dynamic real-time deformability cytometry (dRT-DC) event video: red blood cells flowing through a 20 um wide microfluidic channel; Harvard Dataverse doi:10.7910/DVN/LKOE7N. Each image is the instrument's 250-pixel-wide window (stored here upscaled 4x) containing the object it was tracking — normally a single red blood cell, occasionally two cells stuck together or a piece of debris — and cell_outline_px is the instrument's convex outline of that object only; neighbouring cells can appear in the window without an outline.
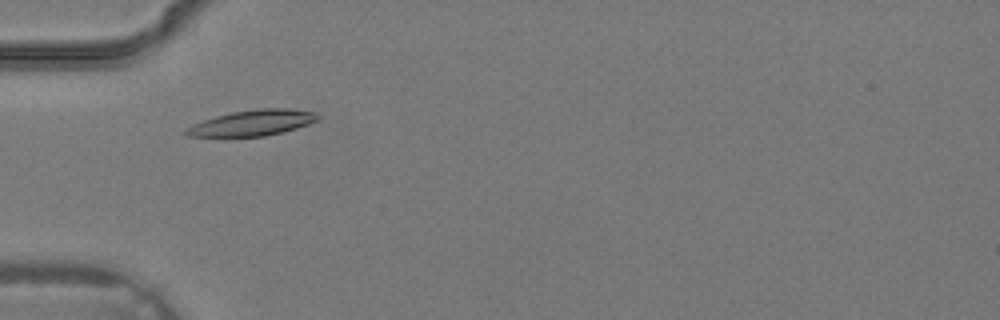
{"species": "common noctule bat (a hibernating species)", "species_latin": "Nyctalus noctula", "temperature_condition": "warm", "stored_images_in_passage": 1, "camera_frame_rate_fps": 3000, "um_per_image_px": 0.085, "animal": {"sex": "male", "body_mass_g": 19.2, "forearm_length_mm": 51.8}, "frame": {"image": 1, "passage_image": 1, "time_ms": 0.0, "image_size_px": [1000, 320], "cell_outline_px": [[320, 116], [316, 120], [308, 124], [284, 132], [264, 136], [184, 136], [180, 132], [192, 124], [216, 116], [232, 112], [256, 108], [288, 108], [316, 112]], "centroid_in_image_um": [21.43, 10.44], "position_along_channel_um": 63.6, "area_um2": 19.83}}